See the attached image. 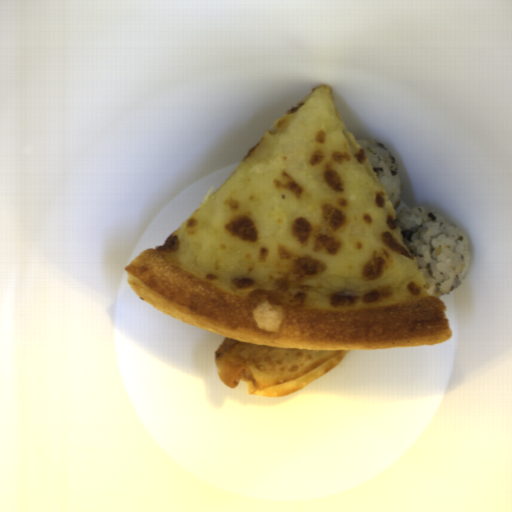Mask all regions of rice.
<instances>
[{
  "label": "rice",
  "instance_id": "rice-2",
  "mask_svg": "<svg viewBox=\"0 0 512 512\" xmlns=\"http://www.w3.org/2000/svg\"><path fill=\"white\" fill-rule=\"evenodd\" d=\"M356 141L379 178L394 209L399 205L403 183L392 155L385 145L374 139L364 137Z\"/></svg>",
  "mask_w": 512,
  "mask_h": 512
},
{
  "label": "rice",
  "instance_id": "rice-1",
  "mask_svg": "<svg viewBox=\"0 0 512 512\" xmlns=\"http://www.w3.org/2000/svg\"><path fill=\"white\" fill-rule=\"evenodd\" d=\"M402 240L437 298L458 288L471 271L468 237L457 223L427 208L395 214Z\"/></svg>",
  "mask_w": 512,
  "mask_h": 512
}]
</instances>
